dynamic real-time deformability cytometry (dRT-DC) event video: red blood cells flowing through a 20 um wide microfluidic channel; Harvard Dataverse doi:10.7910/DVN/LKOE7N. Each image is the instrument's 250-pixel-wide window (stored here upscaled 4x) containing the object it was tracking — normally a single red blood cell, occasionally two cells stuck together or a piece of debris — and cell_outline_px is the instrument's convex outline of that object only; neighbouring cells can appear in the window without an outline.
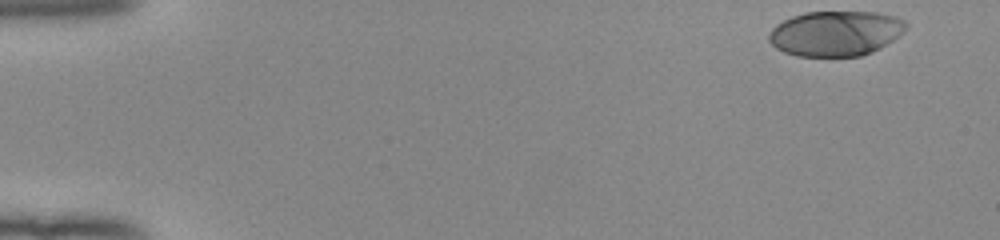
{"species": "human", "species_latin": "Homo sapiens", "temperature_condition": "room temperature", "stored_images_in_passage": 50, "camera_frame_rate_fps": 3000, "um_per_image_px": 0.085, "donor": {"sex": "female"}, "frame": {"image": 1, "passage_image": 1, "time_ms": 0.0, "image_size_px": [1000, 240], "cell_outline_px": [[908, 24], [892, 40], [880, 48], [872, 52], [860, 56], [796, 56], [784, 52], [776, 48], [768, 40], [768, 36], [772, 28], [776, 24], [792, 16], [804, 12], [876, 12], [896, 16], [904, 20]], "centroid_in_image_um": [70.99, 2.83], "position_along_channel_um": 14.0, "area_um2": 35.95}}
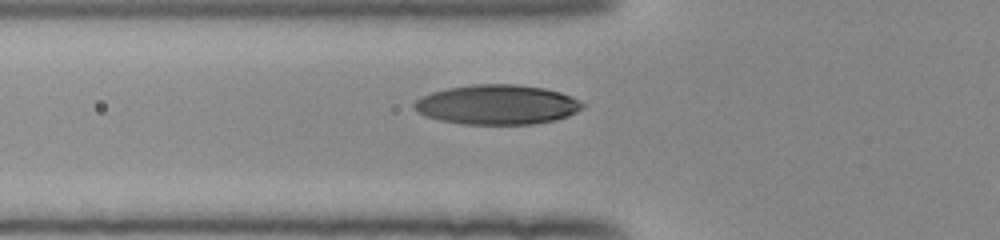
{"frame": {"image": 2, "passage_image": 17, "time_ms": 5.333, "image_size_px": [1000, 240], "cell_outline_px": [[584, 108], [568, 116], [556, 120], [532, 124], [464, 124], [440, 120], [416, 112], [412, 108], [412, 104], [416, 100], [432, 92], [448, 88], [476, 84], [516, 84], [544, 88], [560, 92], [572, 96], [580, 100], [584, 104]], "centroid_in_image_um": [42.28, 8.89], "position_along_channel_um": 83.5, "area_um2": 39.02}}
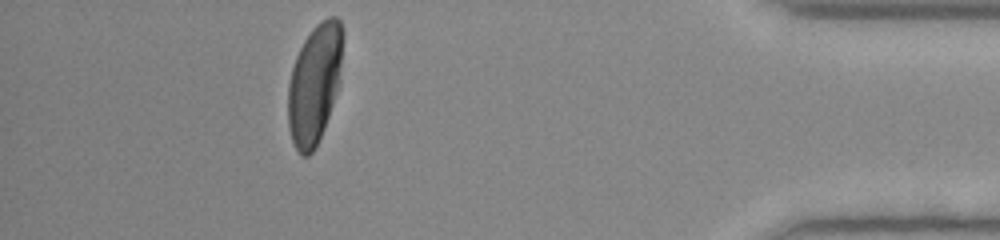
{"frame": {"image": 3, "passage_image": 45, "time_ms": 14.667, "image_size_px": [1000, 240], "cell_outline_px": [[344, 36], [336, 88], [332, 104], [324, 128], [312, 152], [308, 156], [300, 156], [292, 140], [288, 124], [288, 84], [292, 68], [296, 56], [304, 40], [312, 28], [320, 20], [328, 16], [336, 16], [340, 20], [344, 28]], "centroid_in_image_um": [26.72, 7.07], "position_along_channel_um": 408.5, "area_um2": 37.74}, "authors_computed_cell_mechanics": {"area_um2": 37.6856, "velocity_mm_per_s": 3.9652, "shape_relaxation_time_tau1_ms": 2.5613, "shape_relaxation_time_tau2_ms": null, "deformation_change_tau1": 0.1805, "deformation_change_tau2": null}}